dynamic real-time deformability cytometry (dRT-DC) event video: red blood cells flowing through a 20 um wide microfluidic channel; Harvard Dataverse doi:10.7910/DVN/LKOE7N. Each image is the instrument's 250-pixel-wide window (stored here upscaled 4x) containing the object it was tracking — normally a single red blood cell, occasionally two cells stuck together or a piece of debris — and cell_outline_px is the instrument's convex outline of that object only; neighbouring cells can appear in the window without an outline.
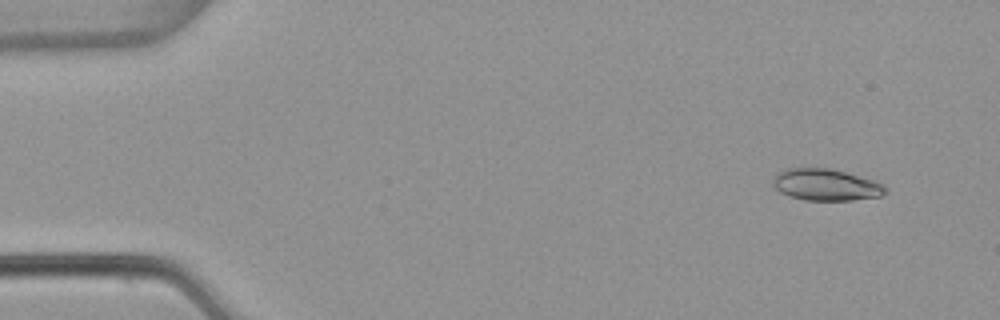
{"species": "common noctule bat (a hibernating species)", "species_latin": "Nyctalus noctula", "temperature_condition": "warm", "stored_images_in_passage": 50, "camera_frame_rate_fps": 3000, "um_per_image_px": 0.085, "animal": {"sex": "female", "body_mass_g": 22.7, "forearm_length_mm": 54.2}, "frame": {"image": 1, "passage_image": 1, "time_ms": 0.0, "image_size_px": [1000, 320], "cell_outline_px": [[888, 192], [880, 196], [852, 200], [804, 200], [788, 196], [780, 192], [772, 184], [772, 180], [776, 172], [788, 168], [832, 168], [872, 180], [888, 188]], "centroid_in_image_um": [70.16, 15.7], "position_along_channel_um": 14.8, "area_um2": 20.81}}
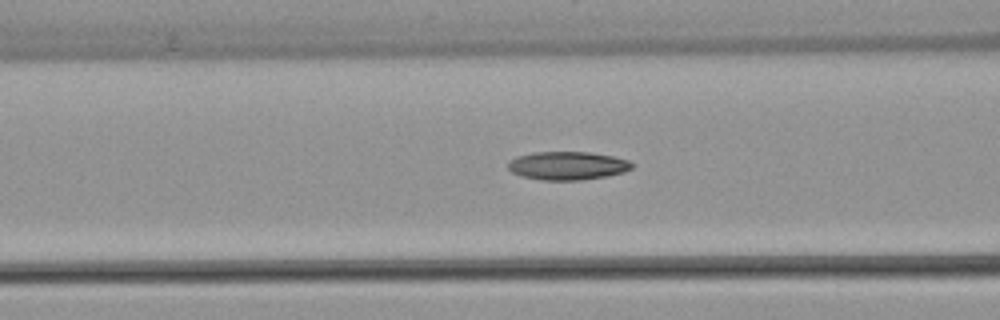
{"frame": {"image": 2, "passage_image": 18, "time_ms": 5.667, "image_size_px": [1000, 320], "cell_outline_px": [[632, 168], [624, 172], [608, 176], [580, 180], [540, 180], [520, 176], [512, 172], [508, 168], [508, 160], [516, 156], [532, 152], [588, 152], [612, 156], [628, 160], [632, 164]], "centroid_in_image_um": [48.19, 14.08], "position_along_channel_um": 118.4, "area_um2": 20.58}}
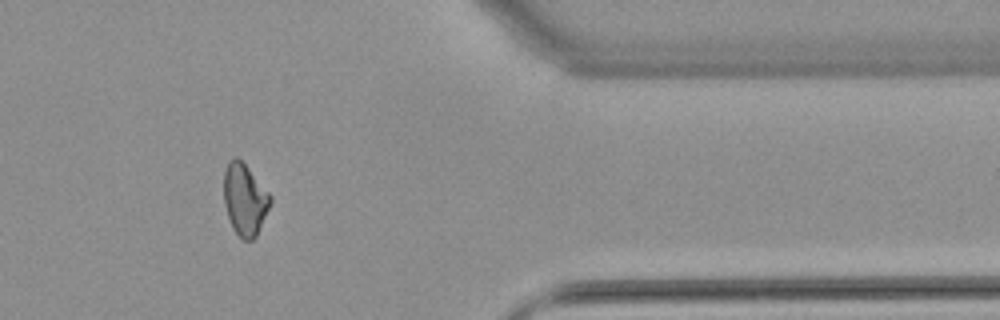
{"frame": {"image": 3, "passage_image": 41, "time_ms": 13.333, "image_size_px": [1000, 320], "cell_outline_px": [[272, 200], [256, 236], [252, 240], [244, 240], [232, 228], [224, 204], [224, 172], [228, 160], [232, 156], [236, 156], [248, 168], [272, 196]], "centroid_in_image_um": [20.79, 16.93], "position_along_channel_um": 390.6, "area_um2": 19.25}, "authors_computed_cell_mechanics": {"area_um2": 19.8254, "velocity_mm_per_s": 3.8379, "shape_relaxation_time_tau1_ms": null, "shape_relaxation_time_tau2_ms": 4.5966, "deformation_change_tau1": null, "deformation_change_tau2": 0.1206}}